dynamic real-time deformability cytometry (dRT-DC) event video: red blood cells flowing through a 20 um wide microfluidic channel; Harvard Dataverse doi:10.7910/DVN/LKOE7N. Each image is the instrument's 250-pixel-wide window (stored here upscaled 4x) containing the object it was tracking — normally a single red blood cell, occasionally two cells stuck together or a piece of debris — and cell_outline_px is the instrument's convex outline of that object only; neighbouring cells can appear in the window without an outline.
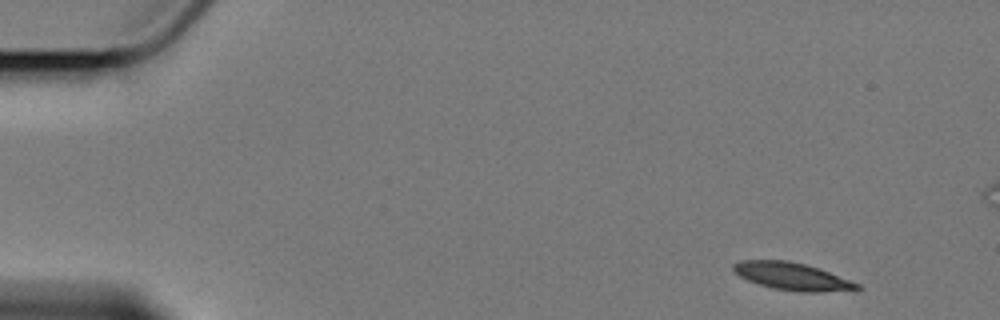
{"species": "Egyptian fruit bat (a non-hibernating species)", "species_latin": "Rousettus aegyptiacus", "temperature_condition": "cold", "stored_images_in_passage": 4, "camera_frame_rate_fps": 3000, "um_per_image_px": 0.085, "animal": {"sex": "female"}, "frame": {"image": 1, "passage_image": 1, "time_ms": 0.0, "image_size_px": [1000, 320], "cell_outline_px": [[864, 288], [820, 292], [800, 292], [772, 288], [748, 280], [740, 276], [732, 268], [732, 264], [740, 260], [788, 260], [804, 264], [828, 272], [860, 284]], "centroid_in_image_um": [67.3, 23.49], "position_along_channel_um": 17.7, "area_um2": 19.48}}